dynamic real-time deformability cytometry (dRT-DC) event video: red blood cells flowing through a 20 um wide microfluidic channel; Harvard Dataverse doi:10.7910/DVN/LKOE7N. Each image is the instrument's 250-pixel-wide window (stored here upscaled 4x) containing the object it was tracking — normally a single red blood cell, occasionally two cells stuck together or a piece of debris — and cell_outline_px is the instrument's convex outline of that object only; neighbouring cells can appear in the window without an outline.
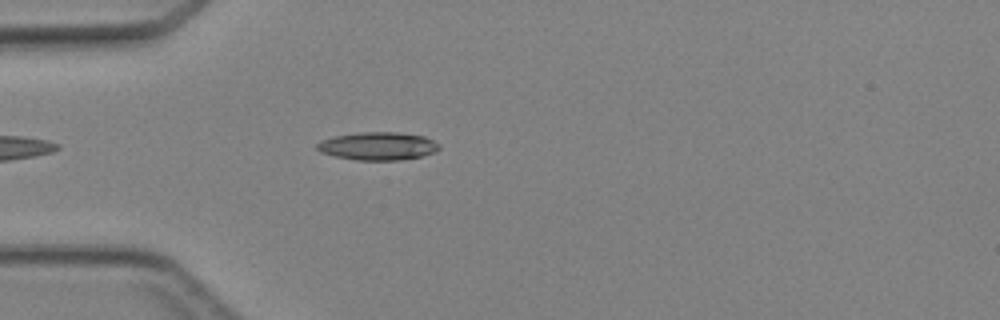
{"species": "Egyptian fruit bat (a non-hibernating species)", "species_latin": "Rousettus aegyptiacus", "temperature_condition": "cold", "stored_images_in_passage": 2, "camera_frame_rate_fps": 3000, "um_per_image_px": 0.085, "animal": {"sex": "female"}, "frame": {"image": 1, "passage_image": 2, "time_ms": 1.333, "image_size_px": [1000, 320], "cell_outline_px": [[440, 148], [436, 152], [420, 156], [400, 160], [356, 160], [336, 156], [320, 152], [316, 148], [316, 144], [320, 140], [336, 136], [360, 132], [396, 132], [424, 136], [440, 144]], "centroid_in_image_um": [32.12, 12.41], "position_along_channel_um": 52.9, "area_um2": 19.88}}